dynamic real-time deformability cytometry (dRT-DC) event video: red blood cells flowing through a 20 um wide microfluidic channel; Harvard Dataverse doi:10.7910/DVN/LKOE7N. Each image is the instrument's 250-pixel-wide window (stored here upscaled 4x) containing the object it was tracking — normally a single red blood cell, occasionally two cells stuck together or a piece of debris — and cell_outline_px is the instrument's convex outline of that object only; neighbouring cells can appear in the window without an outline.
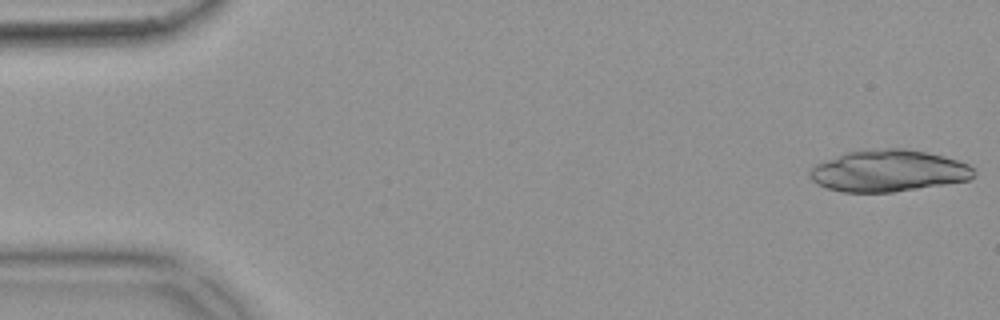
{"species": "common noctule bat (a hibernating species)", "species_latin": "Nyctalus noctula", "temperature_condition": "warm", "stored_images_in_passage": 14, "camera_frame_rate_fps": 3000, "um_per_image_px": 0.085, "animal": {"sex": "female", "body_mass_g": 18.4}, "frame": {"image": 1, "passage_image": 1, "time_ms": 0.0, "image_size_px": [1000, 320], "cell_outline_px": [[976, 176], [968, 180], [944, 184], [892, 192], [844, 192], [828, 188], [816, 184], [808, 176], [808, 168], [816, 164], [844, 152], [872, 148], [904, 148], [928, 152], [944, 156], [968, 164], [972, 168]], "centroid_in_image_um": [75.47, 14.5], "position_along_channel_um": 9.5, "area_um2": 40.11}}